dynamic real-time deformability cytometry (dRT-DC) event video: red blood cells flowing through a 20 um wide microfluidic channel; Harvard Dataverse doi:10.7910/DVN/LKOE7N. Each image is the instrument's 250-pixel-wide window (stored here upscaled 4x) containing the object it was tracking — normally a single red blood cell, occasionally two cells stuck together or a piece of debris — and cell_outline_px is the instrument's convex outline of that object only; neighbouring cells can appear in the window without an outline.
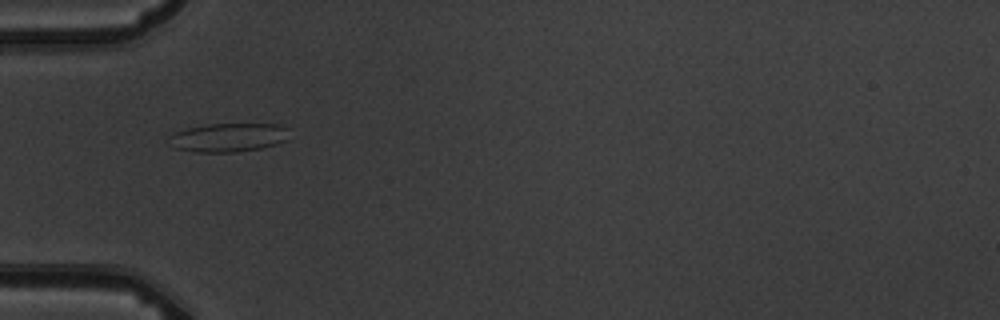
{"species": "common noctule bat (a hibernating species)", "species_latin": "Nyctalus noctula", "temperature_condition": "warm", "stored_images_in_passage": 9, "camera_frame_rate_fps": 3000, "um_per_image_px": 0.085, "animal": {"sex": "male", "body_mass_g": 19.5, "forearm_length_mm": 54.6}, "frame": {"image": 1, "passage_image": 6, "time_ms": 5.667, "image_size_px": [1000, 320], "cell_outline_px": [[288, 140], [276, 144], [260, 148], [236, 152], [192, 152], [176, 148], [168, 136], [176, 132], [188, 128], [208, 124], [280, 124], [288, 128]], "centroid_in_image_um": [19.46, 11.68], "position_along_channel_um": 65.5, "area_um2": 20.06}}
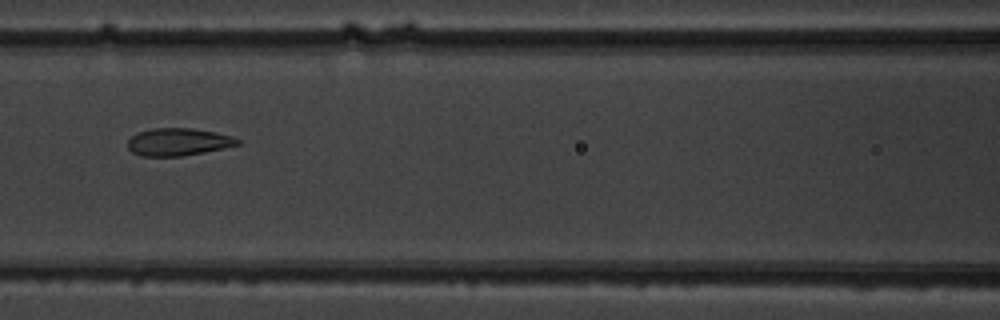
{"frame": {"image": 2, "passage_image": 8, "time_ms": 8.0, "image_size_px": [1000, 320], "cell_outline_px": [[240, 144], [224, 148], [204, 152], [180, 156], [140, 156], [132, 152], [128, 148], [128, 140], [136, 132], [152, 128], [192, 128], [216, 132], [232, 136], [240, 140]], "centroid_in_image_um": [15.14, 12.06], "position_along_channel_um": 151.5, "area_um2": 17.69}}
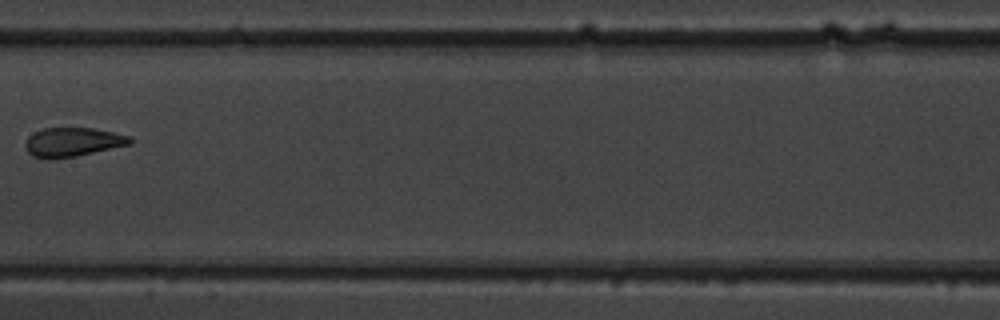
{"frame": {"image": 3, "passage_image": 9, "time_ms": 9.333, "image_size_px": [1000, 320], "cell_outline_px": [[132, 144], [76, 156], [48, 160], [32, 156], [28, 152], [24, 144], [28, 136], [32, 132], [44, 128], [92, 128], [132, 136]], "centroid_in_image_um": [6.15, 12.08], "position_along_channel_um": 201.2, "area_um2": 17.92}}